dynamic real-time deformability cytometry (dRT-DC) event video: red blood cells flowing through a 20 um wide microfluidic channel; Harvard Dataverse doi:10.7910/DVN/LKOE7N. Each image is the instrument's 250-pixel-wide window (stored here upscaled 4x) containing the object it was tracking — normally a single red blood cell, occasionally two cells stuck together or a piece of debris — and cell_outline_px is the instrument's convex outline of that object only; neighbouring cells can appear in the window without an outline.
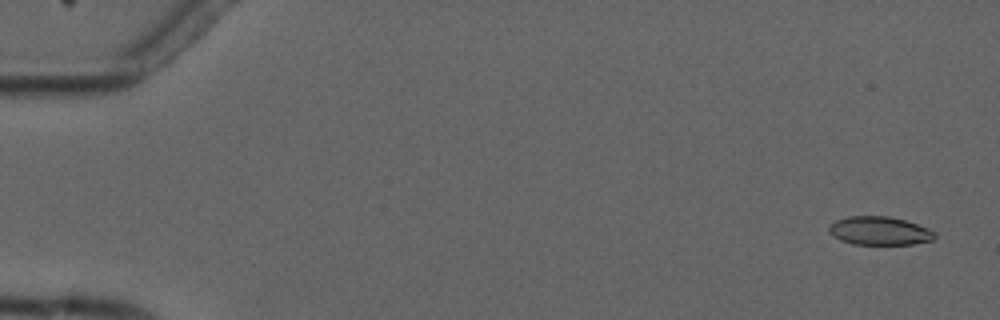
{"species": "common noctule bat (a hibernating species)", "species_latin": "Nyctalus noctula", "temperature_condition": "cold", "stored_images_in_passage": 6, "camera_frame_rate_fps": 3000, "um_per_image_px": 0.085, "animal": {"sex": "male", "forearm_length_mm": 52.5}, "frame": {"image": 1, "passage_image": 1, "time_ms": 0.0, "image_size_px": [1000, 320], "cell_outline_px": [[936, 236], [932, 240], [912, 244], [852, 244], [840, 240], [828, 232], [828, 228], [836, 220], [848, 216], [888, 216], [904, 220], [928, 228], [936, 232]], "centroid_in_image_um": [74.75, 19.62], "position_along_channel_um": 10.2, "area_um2": 17.46}}